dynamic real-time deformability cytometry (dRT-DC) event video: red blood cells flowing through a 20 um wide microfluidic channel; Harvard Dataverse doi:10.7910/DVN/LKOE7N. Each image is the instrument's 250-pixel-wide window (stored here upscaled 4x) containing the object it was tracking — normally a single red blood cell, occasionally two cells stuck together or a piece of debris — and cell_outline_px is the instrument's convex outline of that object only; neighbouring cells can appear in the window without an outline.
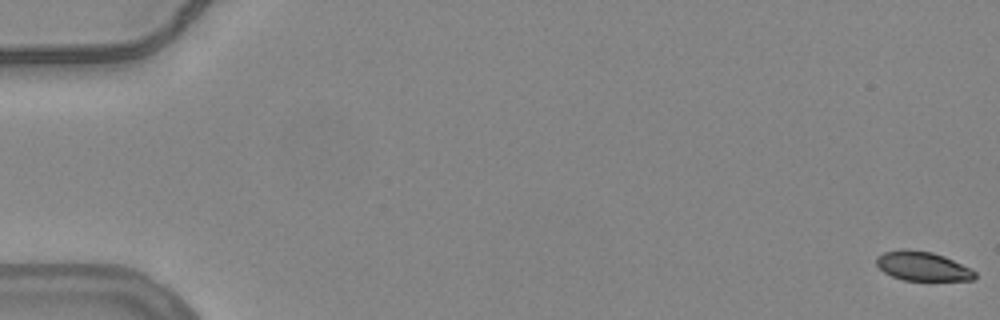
{"species": "common noctule bat (a hibernating species)", "species_latin": "Nyctalus noctula", "temperature_condition": "warm", "stored_images_in_passage": 56, "camera_frame_rate_fps": 3000, "um_per_image_px": 0.085, "animal": {"sex": "female", "body_mass_g": 24.6, "forearm_length_mm": 56.2}, "frame": {"image": 1, "passage_image": 1, "time_ms": 0.0, "image_size_px": [1000, 320], "cell_outline_px": [[976, 280], [904, 280], [892, 276], [884, 272], [876, 264], [876, 256], [884, 252], [904, 248], [932, 252], [944, 256], [972, 268], [976, 272]], "centroid_in_image_um": [78.43, 22.62], "position_along_channel_um": 6.6, "area_um2": 16.88}}
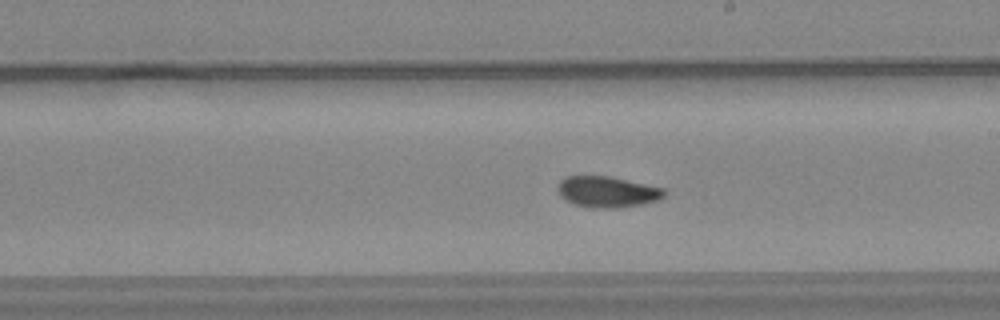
{"frame": {"image": 2, "passage_image": 33, "time_ms": 10.667, "image_size_px": [1000, 320], "cell_outline_px": [[664, 196], [660, 200], [620, 208], [592, 208], [572, 204], [560, 196], [556, 188], [556, 184], [564, 176], [608, 176], [664, 188]], "centroid_in_image_um": [51.56, 16.31], "position_along_channel_um": 237.4, "area_um2": 19.42}}
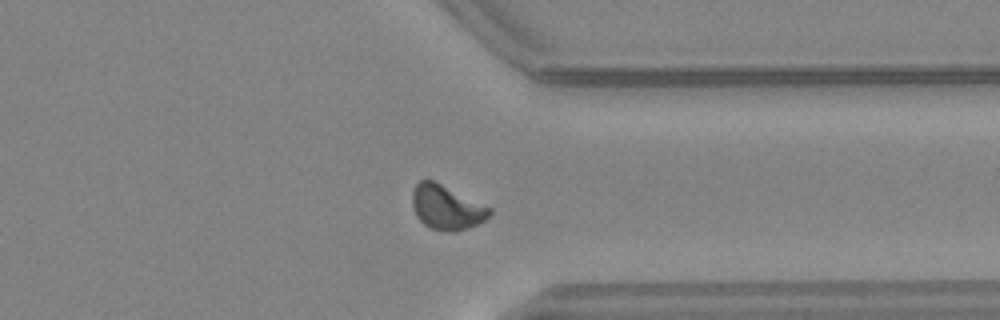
{"frame": {"image": 3, "passage_image": 44, "time_ms": 14.333, "image_size_px": [1000, 320], "cell_outline_px": [[492, 212], [484, 220], [468, 228], [456, 232], [448, 232], [432, 228], [424, 224], [420, 220], [412, 204], [412, 192], [416, 184], [420, 180], [432, 180], [492, 208]], "centroid_in_image_um": [37.96, 17.64], "position_along_channel_um": 373.4, "area_um2": 19.65}, "authors_computed_cell_mechanics": {"area_um2": 18.9295, "velocity_mm_per_s": 3.7624, "shape_relaxation_time_tau1_ms": 5.0529, "shape_relaxation_time_tau2_ms": 2.6217, "deformation_change_tau1": 0.126, "deformation_change_tau2": 0.0589}}